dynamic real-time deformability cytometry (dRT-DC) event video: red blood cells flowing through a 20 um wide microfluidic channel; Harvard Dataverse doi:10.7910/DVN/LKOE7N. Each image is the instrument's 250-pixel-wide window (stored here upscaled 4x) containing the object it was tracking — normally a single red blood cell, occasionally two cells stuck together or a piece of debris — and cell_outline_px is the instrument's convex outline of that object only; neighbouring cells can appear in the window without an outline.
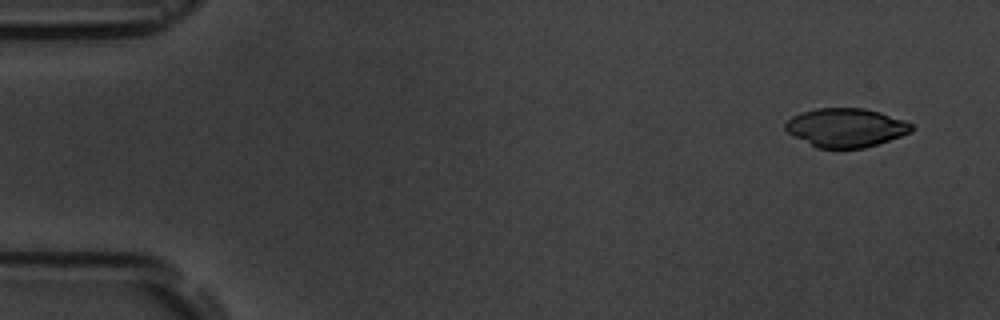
{"species": "common noctule bat (a hibernating species)", "species_latin": "Nyctalus noctula", "temperature_condition": "room temperature", "stored_images_in_passage": 5, "camera_frame_rate_fps": 3000, "um_per_image_px": 0.085, "animal": {"sex": "male", "body_mass_g": 19.5, "forearm_length_mm": 54.6}, "frame": {"image": 1, "passage_image": 2, "time_ms": 1.0, "image_size_px": [1000, 320], "cell_outline_px": [[912, 132], [864, 148], [816, 148], [788, 132], [784, 128], [784, 124], [792, 116], [800, 112], [816, 108], [864, 108], [880, 112], [904, 120], [912, 124]], "centroid_in_image_um": [71.88, 10.84], "position_along_channel_um": 13.1, "area_um2": 28.38}}